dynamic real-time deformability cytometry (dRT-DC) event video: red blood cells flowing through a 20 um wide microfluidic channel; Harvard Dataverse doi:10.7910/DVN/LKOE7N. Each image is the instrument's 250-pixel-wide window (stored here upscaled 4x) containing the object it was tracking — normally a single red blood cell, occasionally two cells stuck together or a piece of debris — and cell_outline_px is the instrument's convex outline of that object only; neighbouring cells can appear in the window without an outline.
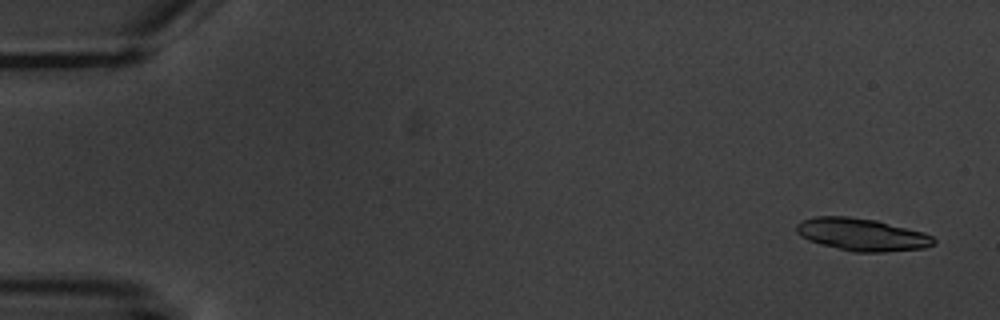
{"species": "common noctule bat (a hibernating species)", "species_latin": "Nyctalus noctula", "temperature_condition": "warm", "stored_images_in_passage": 6, "camera_frame_rate_fps": 3000, "um_per_image_px": 0.085, "animal": {"sex": "male", "body_mass_g": 20.1, "forearm_length_mm": 53.5}, "frame": {"image": 1, "passage_image": 1, "time_ms": 0.0, "image_size_px": [1000, 320], "cell_outline_px": [[936, 244], [924, 248], [884, 252], [852, 252], [808, 240], [800, 236], [796, 232], [796, 224], [804, 220], [816, 216], [848, 216], [876, 220], [924, 232], [932, 236], [936, 240]], "centroid_in_image_um": [73.28, 19.94], "position_along_channel_um": 11.7, "area_um2": 26.01}}